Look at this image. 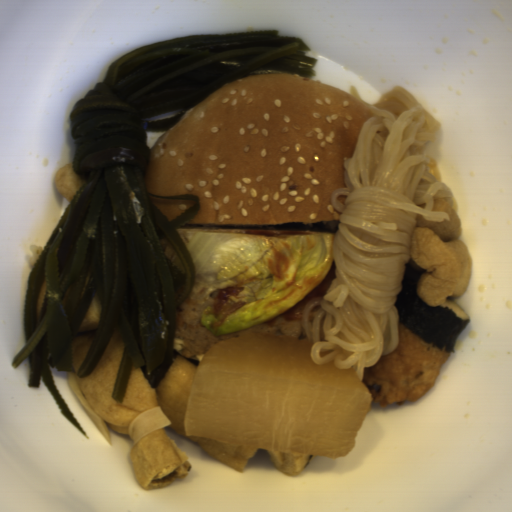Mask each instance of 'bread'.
<instances>
[{
	"instance_id": "1",
	"label": "bread",
	"mask_w": 512,
	"mask_h": 512,
	"mask_svg": "<svg viewBox=\"0 0 512 512\" xmlns=\"http://www.w3.org/2000/svg\"><path fill=\"white\" fill-rule=\"evenodd\" d=\"M373 111L337 86L291 73L247 75L184 112L149 149L144 184L195 195L183 225H293L340 220L352 157Z\"/></svg>"
},
{
	"instance_id": "2",
	"label": "bread",
	"mask_w": 512,
	"mask_h": 512,
	"mask_svg": "<svg viewBox=\"0 0 512 512\" xmlns=\"http://www.w3.org/2000/svg\"><path fill=\"white\" fill-rule=\"evenodd\" d=\"M187 199L153 198L152 206L168 221L173 220L192 206Z\"/></svg>"
}]
</instances>
